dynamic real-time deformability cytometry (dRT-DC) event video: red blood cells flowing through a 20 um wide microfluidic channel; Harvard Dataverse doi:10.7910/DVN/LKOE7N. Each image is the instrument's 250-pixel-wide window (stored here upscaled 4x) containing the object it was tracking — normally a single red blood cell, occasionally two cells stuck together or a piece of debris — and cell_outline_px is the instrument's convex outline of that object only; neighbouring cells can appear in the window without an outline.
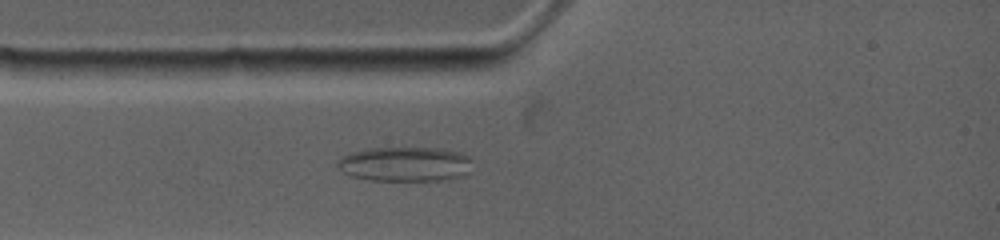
{"species": "common noctule bat (a hibernating species)", "species_latin": "Nyctalus noctula", "temperature_condition": "warm", "stored_images_in_passage": 44, "camera_frame_rate_fps": 4500, "um_per_image_px": 0.085, "animal": {"sex": "female", "body_mass_g": 19.0, "forearm_length_mm": 53.3}, "frame": {"image": 1, "passage_image": 6, "time_ms": 2.222, "image_size_px": [1000, 240], "cell_outline_px": [[472, 160], [464, 172], [460, 176], [444, 180], [368, 180], [352, 176], [336, 168], [336, 160], [340, 156], [348, 152], [368, 148], [440, 148], [460, 152], [468, 156]], "centroid_in_image_um": [34.32, 13.93], "position_along_channel_um": 50.7, "area_um2": 27.22}}
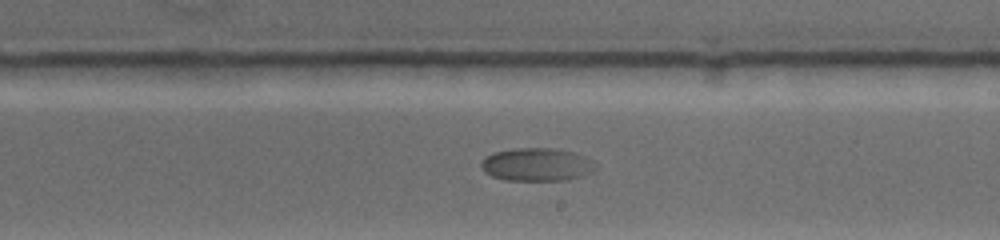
{"frame": {"image": 2, "passage_image": 17, "time_ms": 7.556, "image_size_px": [1000, 240], "cell_outline_px": [[600, 168], [592, 172], [580, 176], [564, 180], [504, 180], [492, 176], [484, 172], [480, 164], [484, 156], [492, 152], [512, 148], [556, 148], [572, 152], [584, 156], [600, 164]], "centroid_in_image_um": [45.64, 13.97], "position_along_channel_um": 243.4, "area_um2": 22.43}}
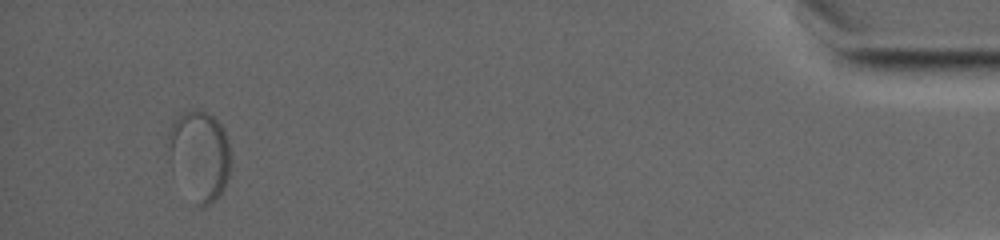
{"frame": {"image": 3, "passage_image": 39, "time_ms": 15.556, "image_size_px": [1000, 240], "cell_outline_px": [[228, 176], [224, 188], [216, 200], [200, 208], [196, 204], [168, 144], [168, 132], [172, 124], [180, 112], [208, 112], [224, 128], [228, 140]], "centroid_in_image_um": [17.05, 13.13], "position_along_channel_um": 418.2, "area_um2": 30.29}}